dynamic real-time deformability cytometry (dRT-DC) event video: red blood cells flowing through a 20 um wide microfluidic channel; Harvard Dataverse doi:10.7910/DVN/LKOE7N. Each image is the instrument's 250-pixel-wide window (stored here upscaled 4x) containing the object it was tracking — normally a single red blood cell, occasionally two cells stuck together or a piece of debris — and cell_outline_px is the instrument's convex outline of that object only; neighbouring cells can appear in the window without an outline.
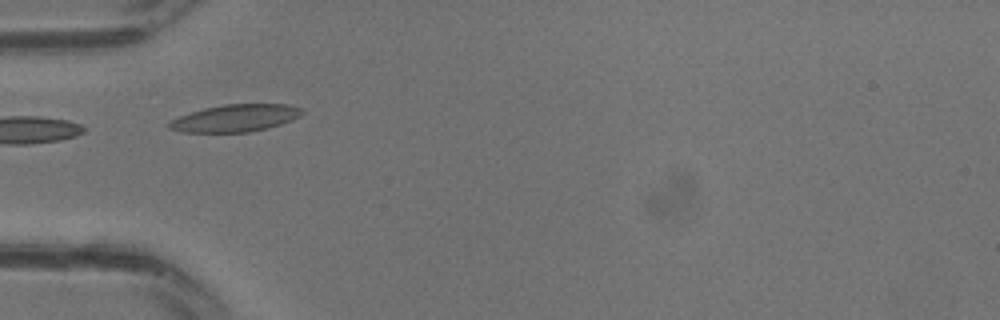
{"species": "common noctule bat (a hibernating species)", "species_latin": "Nyctalus noctula", "temperature_condition": "warm", "stored_images_in_passage": 30, "camera_frame_rate_fps": 3000, "um_per_image_px": 0.085, "animal": {"sex": "male", "body_mass_g": 13.3}, "frame": {"image": 1, "passage_image": 9, "time_ms": 2.667, "image_size_px": [1000, 320], "cell_outline_px": [[304, 112], [300, 116], [292, 120], [268, 128], [248, 132], [180, 132], [168, 128], [164, 124], [180, 116], [204, 108], [224, 104], [288, 104], [304, 108]], "centroid_in_image_um": [20.01, 10.04], "position_along_channel_um": 65.0, "area_um2": 21.21}}